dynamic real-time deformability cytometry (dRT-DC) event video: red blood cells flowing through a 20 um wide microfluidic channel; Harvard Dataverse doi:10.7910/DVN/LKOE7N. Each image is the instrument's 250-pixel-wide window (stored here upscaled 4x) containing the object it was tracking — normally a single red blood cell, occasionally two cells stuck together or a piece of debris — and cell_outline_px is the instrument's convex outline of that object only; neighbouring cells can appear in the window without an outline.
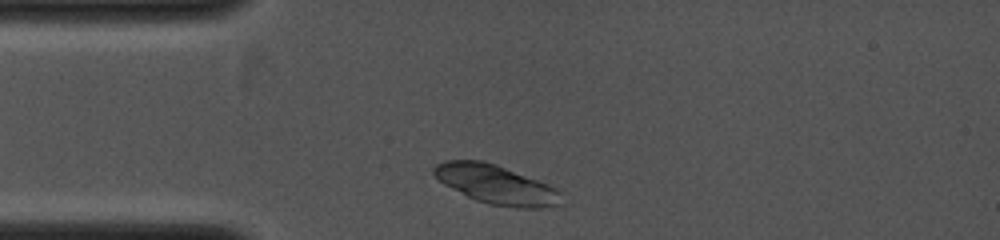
{"species": "common noctule bat (a hibernating species)", "species_latin": "Nyctalus noctula", "temperature_condition": "cold", "stored_images_in_passage": 4, "camera_frame_rate_fps": 4000, "um_per_image_px": 0.085, "animal": {"sex": "female", "body_mass_g": 19.0, "forearm_length_mm": 53.3}, "frame": {"image": 1, "passage_image": 1, "time_ms": 0.0, "image_size_px": [1000, 240], "cell_outline_px": [[560, 204], [544, 208], [516, 208], [488, 204], [476, 200], [444, 184], [432, 172], [432, 168], [436, 164], [444, 160], [480, 160], [496, 164], [548, 184], [556, 188], [560, 192]], "centroid_in_image_um": [42.16, 15.68], "position_along_channel_um": 42.8, "area_um2": 28.78}}
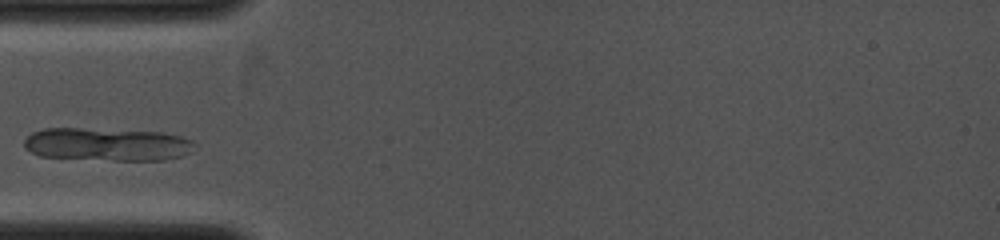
{"frame": {"image": 2, "passage_image": 3, "time_ms": 1.0, "image_size_px": [1000, 240], "cell_outline_px": [[196, 144], [192, 152], [184, 156], [164, 160], [112, 160], [40, 156], [24, 148], [24, 140], [32, 132], [44, 128], [80, 128], [164, 132], [180, 136], [192, 140]], "centroid_in_image_um": [9.15, 12.26], "position_along_channel_um": 75.9, "area_um2": 33.0}}